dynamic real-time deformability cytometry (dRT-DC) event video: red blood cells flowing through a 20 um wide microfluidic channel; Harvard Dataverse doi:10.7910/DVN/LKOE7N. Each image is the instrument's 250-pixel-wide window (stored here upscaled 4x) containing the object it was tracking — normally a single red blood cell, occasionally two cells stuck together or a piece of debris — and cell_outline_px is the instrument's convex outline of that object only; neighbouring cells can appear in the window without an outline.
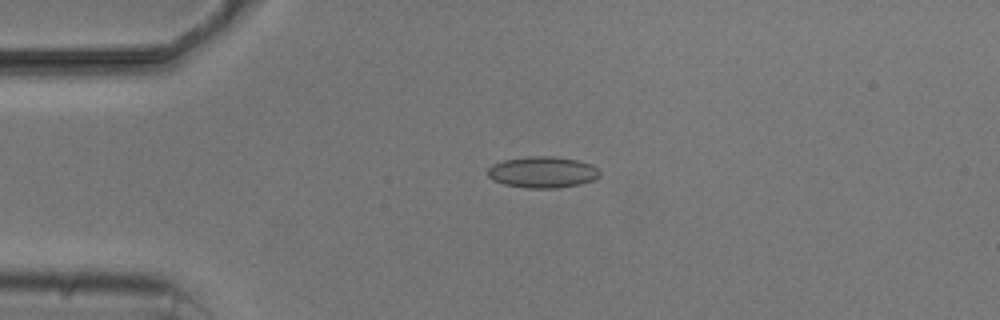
{"species": "common noctule bat (a hibernating species)", "species_latin": "Nyctalus noctula", "temperature_condition": "cold", "stored_images_in_passage": 4, "camera_frame_rate_fps": 3000, "um_per_image_px": 0.085, "animal": {"sex": "male", "body_mass_g": 20.5, "forearm_length_mm": 52.5}, "frame": {"image": 1, "passage_image": 4, "time_ms": 3.667, "image_size_px": [1000, 320], "cell_outline_px": [[600, 176], [592, 180], [580, 184], [556, 188], [528, 188], [504, 184], [492, 180], [488, 176], [488, 168], [492, 164], [504, 160], [528, 156], [552, 156], [576, 160], [592, 164], [600, 172]], "centroid_in_image_um": [46.1, 14.63], "position_along_channel_um": 38.9, "area_um2": 20.4}}